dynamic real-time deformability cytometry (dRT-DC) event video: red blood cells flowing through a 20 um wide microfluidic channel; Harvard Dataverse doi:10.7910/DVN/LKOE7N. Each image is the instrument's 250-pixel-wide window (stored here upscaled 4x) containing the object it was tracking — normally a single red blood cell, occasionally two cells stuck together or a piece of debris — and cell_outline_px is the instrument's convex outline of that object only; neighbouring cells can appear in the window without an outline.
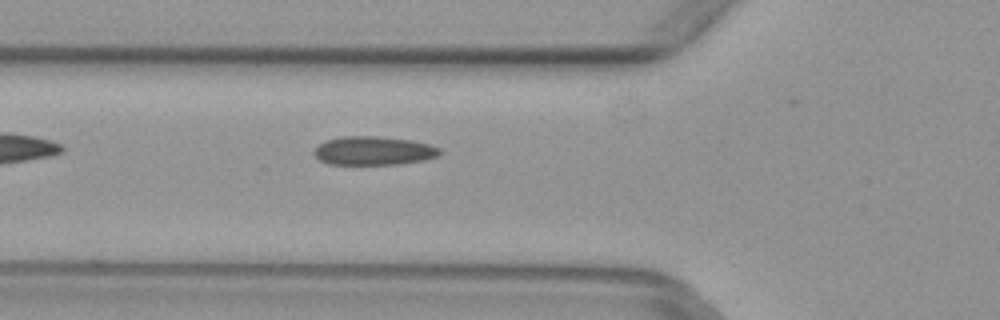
{"species": "common noctule bat (a hibernating species)", "species_latin": "Nyctalus noctula", "temperature_condition": "warm", "stored_images_in_passage": 5, "camera_frame_rate_fps": 3000, "um_per_image_px": 0.085, "animal": {"sex": "female", "body_mass_g": 29.2, "forearm_length_mm": 56.3}, "frame": {"image": 1, "passage_image": 5, "time_ms": 1.333, "image_size_px": [1000, 320], "cell_outline_px": [[440, 152], [436, 156], [424, 160], [400, 164], [328, 164], [320, 160], [312, 152], [320, 144], [328, 140], [340, 136], [380, 136], [412, 140], [428, 144], [440, 148]], "centroid_in_image_um": [31.75, 12.81], "position_along_channel_um": 94.1, "area_um2": 20.92}}